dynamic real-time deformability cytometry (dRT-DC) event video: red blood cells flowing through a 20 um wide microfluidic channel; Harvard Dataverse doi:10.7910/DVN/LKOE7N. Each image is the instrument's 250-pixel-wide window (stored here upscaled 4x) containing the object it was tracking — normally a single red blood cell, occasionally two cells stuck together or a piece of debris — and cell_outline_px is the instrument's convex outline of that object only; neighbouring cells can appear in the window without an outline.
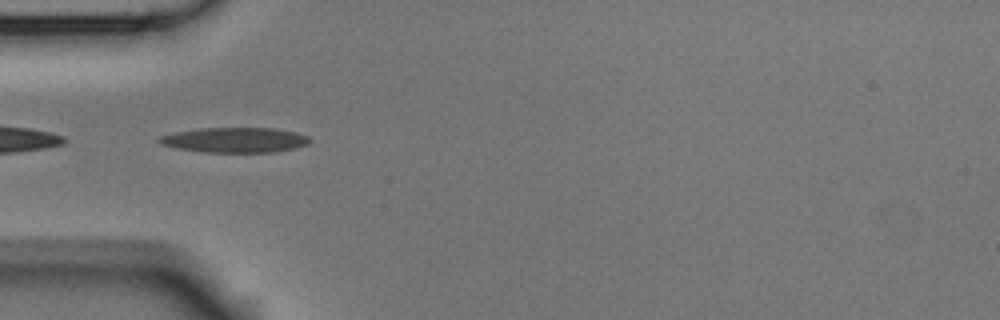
{"species": "Egyptian fruit bat (a non-hibernating species)", "species_latin": "Rousettus aegyptiacus", "temperature_condition": "room temperature", "stored_images_in_passage": 3, "camera_frame_rate_fps": 3000, "um_per_image_px": 0.085, "animal": {"sex": "male"}, "frame": {"image": 1, "passage_image": 1, "time_ms": 0.0, "image_size_px": [1000, 320], "cell_outline_px": [[312, 140], [308, 144], [296, 148], [272, 152], [204, 152], [176, 148], [160, 144], [156, 140], [160, 136], [176, 132], [200, 128], [276, 128], [296, 132], [308, 136]], "centroid_in_image_um": [19.98, 11.9], "position_along_channel_um": 65.0, "area_um2": 22.08}}
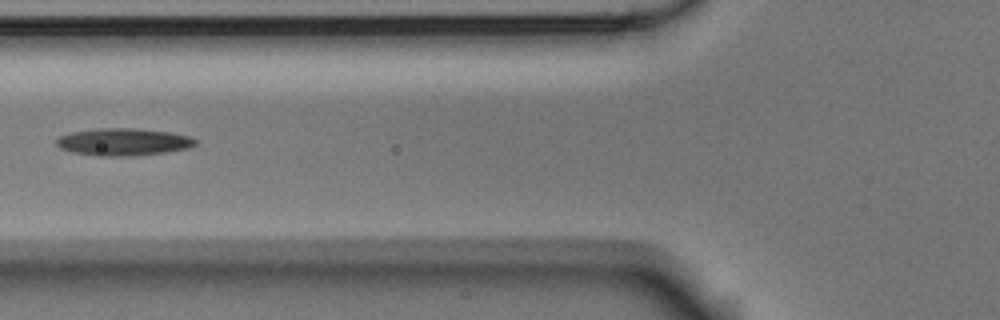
{"frame": {"image": 2, "passage_image": 2, "time_ms": 0.333, "image_size_px": [1000, 320], "cell_outline_px": [[196, 144], [188, 148], [164, 152], [136, 156], [96, 156], [72, 152], [60, 148], [56, 144], [56, 140], [60, 136], [72, 132], [100, 128], [132, 128], [168, 132], [188, 136], [196, 140]], "centroid_in_image_um": [10.45, 12.07], "position_along_channel_um": 115.3, "area_um2": 21.96}}
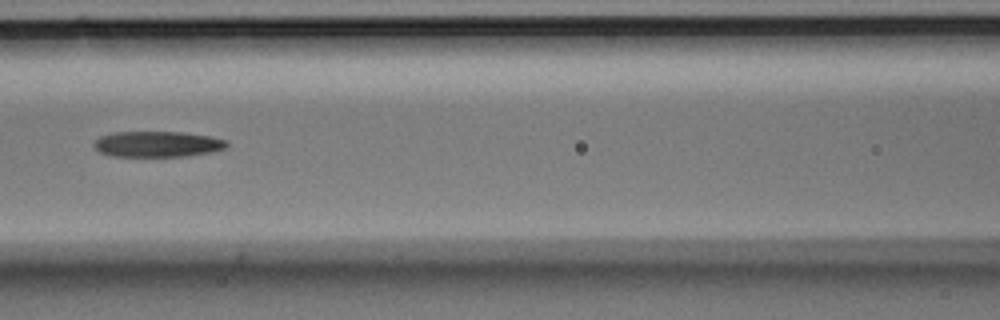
{"frame": {"image": 3, "passage_image": 3, "time_ms": 0.667, "image_size_px": [1000, 320], "cell_outline_px": [[228, 148], [212, 152], [188, 156], [112, 156], [100, 152], [92, 144], [100, 136], [116, 132], [184, 132], [208, 136], [228, 140]], "centroid_in_image_um": [13.43, 12.25], "position_along_channel_um": 153.2, "area_um2": 20.0}}